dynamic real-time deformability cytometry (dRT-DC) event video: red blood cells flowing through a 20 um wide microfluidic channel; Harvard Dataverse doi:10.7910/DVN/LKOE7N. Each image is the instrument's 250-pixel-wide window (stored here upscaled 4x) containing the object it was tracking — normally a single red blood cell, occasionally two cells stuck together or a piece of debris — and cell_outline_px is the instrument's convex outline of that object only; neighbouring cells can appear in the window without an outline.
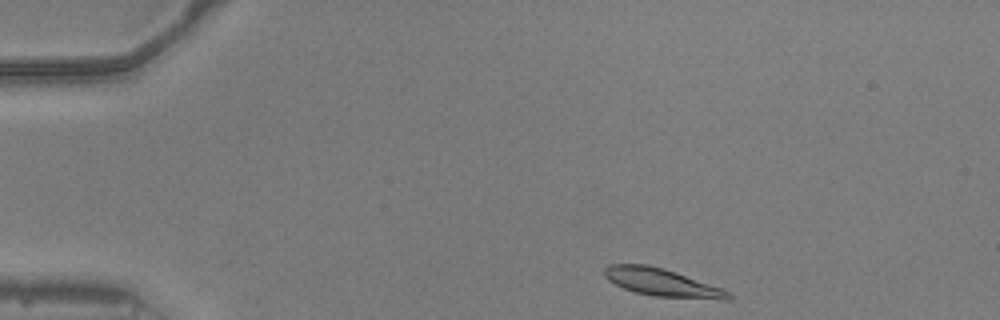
{"species": "common noctule bat (a hibernating species)", "species_latin": "Nyctalus noctula", "temperature_condition": "warm", "stored_images_in_passage": 44, "camera_frame_rate_fps": 3000, "um_per_image_px": 0.085, "animal": {"sex": "male", "body_mass_g": 20.5, "forearm_length_mm": 52.5}, "frame": {"image": 1, "passage_image": 1, "time_ms": 0.0, "image_size_px": [1000, 320], "cell_outline_px": [[732, 300], [720, 300], [652, 296], [636, 292], [624, 288], [608, 280], [604, 276], [604, 268], [608, 264], [648, 264], [664, 268], [724, 288], [732, 292]], "centroid_in_image_um": [56.34, 24.02], "position_along_channel_um": 28.7, "area_um2": 20.4}}
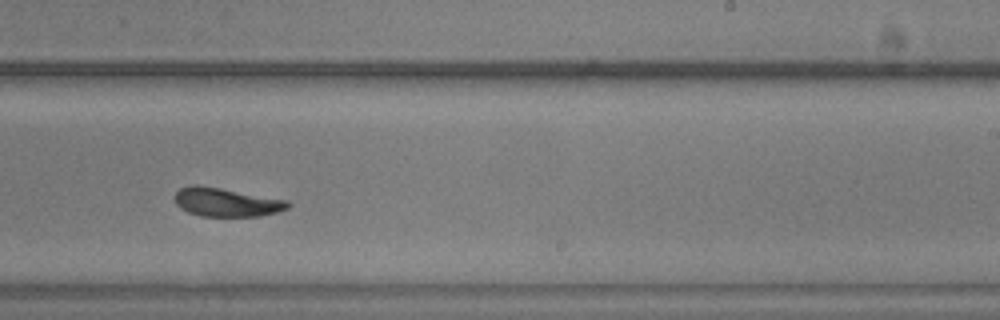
{"frame": {"image": 2, "passage_image": 25, "time_ms": 8.0, "image_size_px": [1000, 320], "cell_outline_px": [[292, 204], [288, 208], [276, 212], [260, 216], [200, 216], [188, 212], [180, 208], [176, 204], [176, 192], [180, 188], [192, 184], [196, 184], [220, 188], [288, 200]], "centroid_in_image_um": [19.24, 17.19], "position_along_channel_um": 269.8, "area_um2": 18.84}}
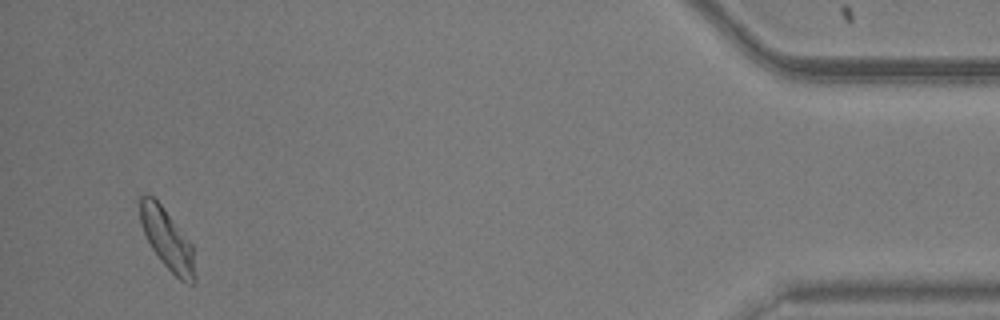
{"frame": {"image": 3, "passage_image": 42, "time_ms": 13.667, "image_size_px": [1000, 320], "cell_outline_px": [[196, 280], [192, 284], [184, 284], [160, 260], [152, 248], [144, 232], [140, 220], [140, 196], [144, 192], [148, 192], [160, 204], [192, 244], [196, 276]], "centroid_in_image_um": [14.22, 20.36], "position_along_channel_um": 421.0, "area_um2": 19.19}, "authors_computed_cell_mechanics": {"area_um2": 19.3341, "velocity_mm_per_s": 3.9055, "shape_relaxation_time_tau1_ms": 2.0829, "shape_relaxation_time_tau2_ms": 5.1028, "deformation_change_tau1": 0.1154, "deformation_change_tau2": 0.1089}}